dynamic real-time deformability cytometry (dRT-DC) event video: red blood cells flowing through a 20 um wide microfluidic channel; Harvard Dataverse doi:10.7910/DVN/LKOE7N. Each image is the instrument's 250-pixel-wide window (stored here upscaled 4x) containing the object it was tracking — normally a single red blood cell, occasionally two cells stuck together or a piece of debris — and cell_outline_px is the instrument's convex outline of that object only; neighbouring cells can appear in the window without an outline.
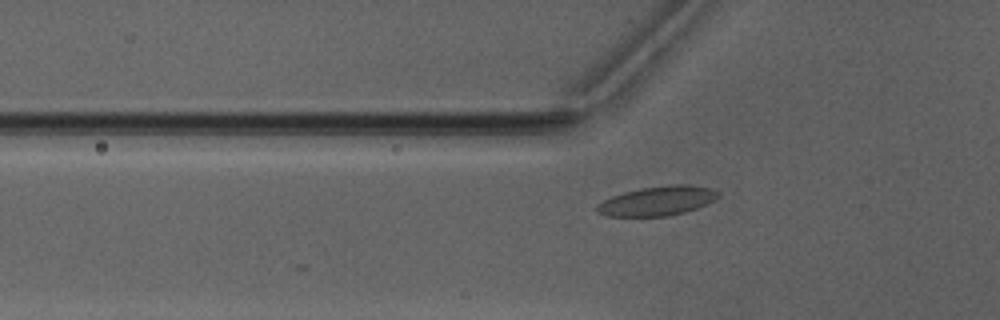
{"species": "Egyptian fruit bat (a non-hibernating species)", "species_latin": "Rousettus aegyptiacus", "temperature_condition": "warm", "stored_images_in_passage": 9, "camera_frame_rate_fps": 3000, "um_per_image_px": 0.085, "animal": {"sex": "male"}, "frame": {"image": 1, "passage_image": 3, "time_ms": 0.667, "image_size_px": [1000, 320], "cell_outline_px": [[720, 196], [716, 200], [696, 208], [684, 212], [668, 216], [608, 216], [596, 212], [596, 204], [612, 196], [624, 192], [640, 188], [672, 184], [688, 184], [712, 188], [720, 192]], "centroid_in_image_um": [55.9, 17.07], "position_along_channel_um": 69.9, "area_um2": 20.92}}
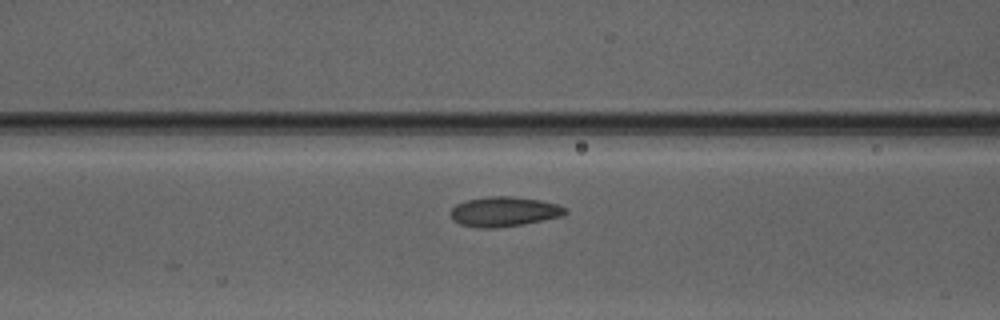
{"frame": {"image": 2, "passage_image": 7, "time_ms": 2.0, "image_size_px": [1000, 320], "cell_outline_px": [[568, 212], [564, 216], [524, 224], [496, 228], [476, 228], [460, 224], [452, 220], [448, 212], [456, 204], [464, 200], [488, 196], [512, 196], [540, 200], [556, 204], [568, 208]], "centroid_in_image_um": [42.82, 17.99], "position_along_channel_um": 123.8, "area_um2": 20.35}}